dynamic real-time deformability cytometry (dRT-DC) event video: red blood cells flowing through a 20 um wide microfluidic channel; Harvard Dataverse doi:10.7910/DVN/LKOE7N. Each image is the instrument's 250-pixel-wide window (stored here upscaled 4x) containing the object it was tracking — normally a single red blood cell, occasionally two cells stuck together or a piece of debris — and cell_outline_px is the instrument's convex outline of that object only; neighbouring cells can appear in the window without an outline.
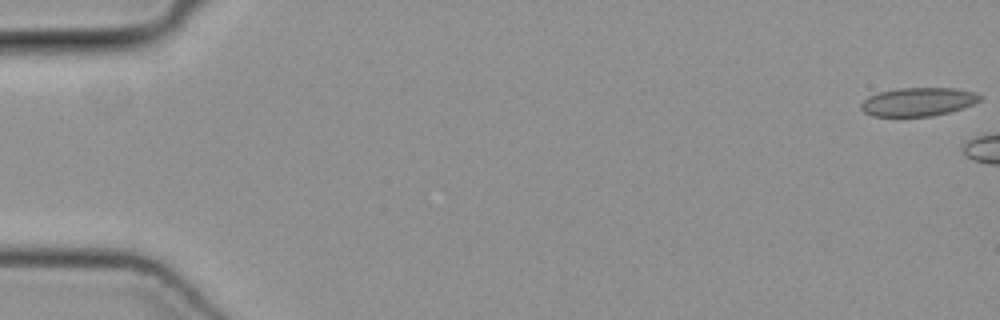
{"species": "common noctule bat (a hibernating species)", "species_latin": "Nyctalus noctula", "temperature_condition": "cold", "stored_images_in_passage": 9, "camera_frame_rate_fps": 3000, "um_per_image_px": 0.085, "animal": {"sex": "female", "body_mass_g": 19.3, "forearm_length_mm": 54.1}, "frame": {"image": 1, "passage_image": 1, "time_ms": 0.0, "image_size_px": [1000, 320], "cell_outline_px": [[984, 96], [980, 100], [972, 104], [948, 112], [932, 116], [872, 116], [864, 112], [860, 108], [860, 104], [868, 96], [880, 92], [900, 88], [956, 88], [976, 92]], "centroid_in_image_um": [78.04, 8.65], "position_along_channel_um": 7.0, "area_um2": 19.71}}